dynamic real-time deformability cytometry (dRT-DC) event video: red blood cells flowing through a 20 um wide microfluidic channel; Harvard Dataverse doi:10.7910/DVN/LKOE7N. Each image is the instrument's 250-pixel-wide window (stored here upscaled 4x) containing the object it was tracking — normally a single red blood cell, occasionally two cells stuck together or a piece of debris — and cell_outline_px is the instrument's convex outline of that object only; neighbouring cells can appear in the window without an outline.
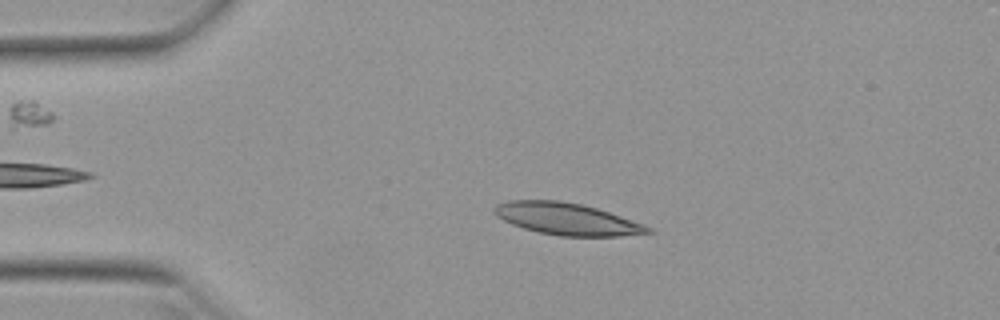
{"species": "Egyptian fruit bat (a non-hibernating species)", "species_latin": "Rousettus aegyptiacus", "temperature_condition": "warm", "stored_images_in_passage": 40, "camera_frame_rate_fps": 3000, "um_per_image_px": 0.085, "animal": {"sex": "female"}, "frame": {"image": 1, "passage_image": 6, "time_ms": 1.667, "image_size_px": [1000, 320], "cell_outline_px": [[656, 232], [620, 236], [560, 236], [540, 232], [524, 228], [512, 224], [504, 220], [492, 212], [492, 208], [496, 204], [512, 200], [560, 200], [580, 204], [596, 208], [644, 224], [652, 228]], "centroid_in_image_um": [48.19, 18.61], "position_along_channel_um": 36.8, "area_um2": 28.44}}
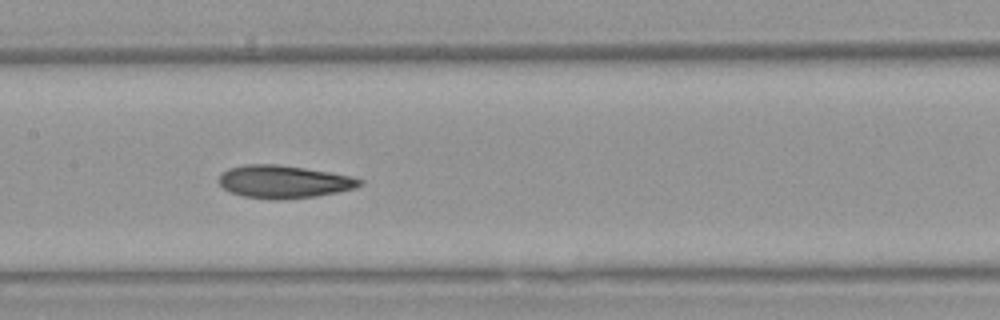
{"frame": {"image": 2, "passage_image": 20, "time_ms": 6.333, "image_size_px": [1000, 320], "cell_outline_px": [[364, 184], [356, 188], [316, 196], [284, 200], [272, 200], [244, 196], [232, 192], [224, 188], [220, 184], [220, 172], [228, 168], [244, 164], [276, 164], [304, 168], [352, 176], [364, 180]], "centroid_in_image_um": [24.14, 15.45], "position_along_channel_um": 183.3, "area_um2": 26.99}}
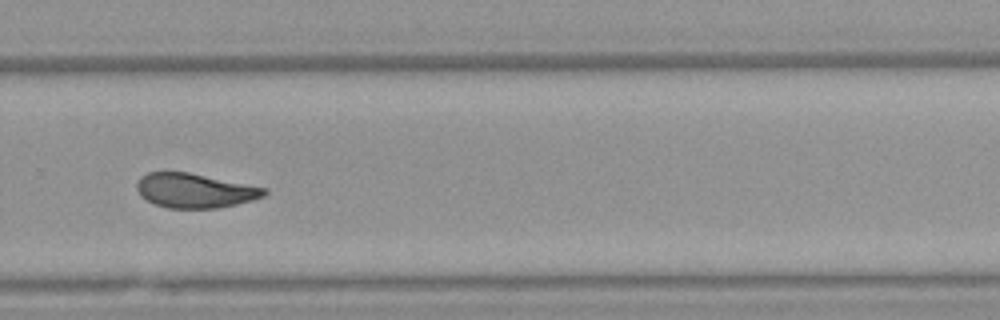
{"frame": {"image": 3, "passage_image": 30, "time_ms": 9.667, "image_size_px": [1000, 320], "cell_outline_px": [[268, 192], [264, 196], [252, 200], [236, 204], [216, 208], [168, 208], [156, 204], [140, 196], [136, 188], [136, 184], [140, 176], [148, 172], [188, 172], [268, 188]], "centroid_in_image_um": [16.56, 16.19], "position_along_channel_um": 313.2, "area_um2": 25.55}, "authors_computed_cell_mechanics": {"area_um2": 26.6169, "velocity_mm_per_s": 3.9115, "shape_relaxation_time_tau1_ms": null, "shape_relaxation_time_tau2_ms": 2.3541, "deformation_change_tau1": null, "deformation_change_tau2": 0.0773}}